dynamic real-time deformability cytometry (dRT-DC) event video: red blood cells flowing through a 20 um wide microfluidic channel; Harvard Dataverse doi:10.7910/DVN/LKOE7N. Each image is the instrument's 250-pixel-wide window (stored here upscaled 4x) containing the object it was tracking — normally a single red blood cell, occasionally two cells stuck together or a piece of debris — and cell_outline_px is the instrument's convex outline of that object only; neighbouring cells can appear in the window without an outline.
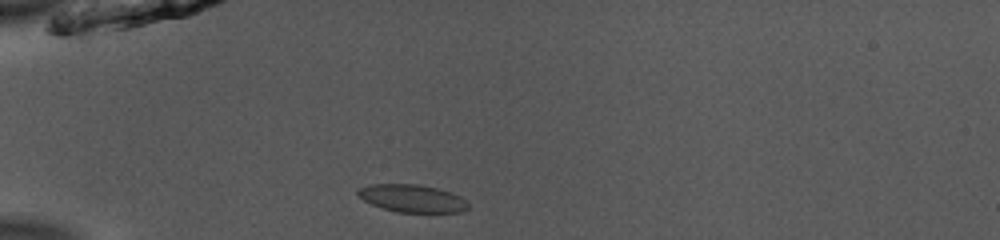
{"species": "common noctule bat (a hibernating species)", "species_latin": "Nyctalus noctula", "temperature_condition": "room temperature", "stored_images_in_passage": 37, "camera_frame_rate_fps": 3000, "um_per_image_px": 0.085, "animal": {"sex": "male", "body_mass_g": 13.0, "forearm_length_mm": 53.1}, "frame": {"image": 1, "passage_image": 1, "time_ms": 0.0, "image_size_px": [1000, 240], "cell_outline_px": [[468, 208], [460, 212], [400, 212], [384, 208], [372, 204], [364, 200], [356, 192], [360, 188], [368, 184], [420, 184], [452, 192], [460, 196], [468, 204]], "centroid_in_image_um": [35.04, 16.85], "position_along_channel_um": 50.0, "area_um2": 17.57}}
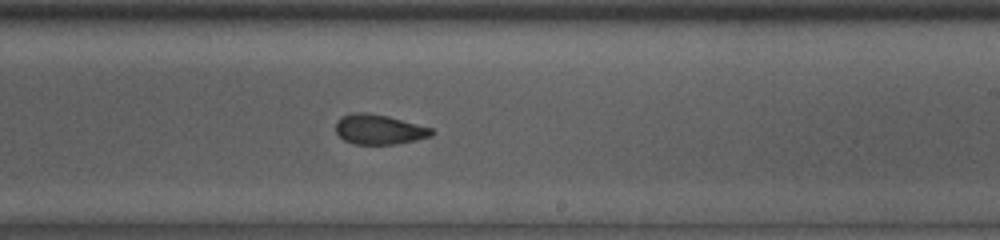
{"frame": {"image": 2, "passage_image": 18, "time_ms": 5.667, "image_size_px": [1000, 240], "cell_outline_px": [[436, 132], [432, 136], [416, 140], [396, 144], [356, 144], [344, 140], [336, 132], [336, 120], [340, 116], [352, 112], [364, 112], [388, 116], [432, 128]], "centroid_in_image_um": [32.22, 10.99], "position_along_channel_um": 256.8, "area_um2": 16.82}}
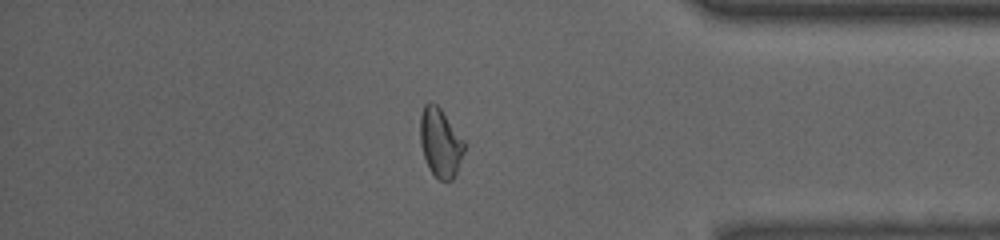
{"frame": {"image": 3, "passage_image": 30, "time_ms": 9.667, "image_size_px": [1000, 240], "cell_outline_px": [[464, 152], [456, 172], [452, 180], [440, 180], [428, 168], [420, 144], [420, 116], [424, 104], [428, 100], [436, 104], [440, 108], [464, 140]], "centroid_in_image_um": [37.41, 12.1], "position_along_channel_um": 397.8, "area_um2": 17.57}, "authors_computed_cell_mechanics": {"area_um2": 17.2822, "velocity_mm_per_s": 3.955, "shape_relaxation_time_tau1_ms": null, "shape_relaxation_time_tau2_ms": 1.9792, "deformation_change_tau1": null, "deformation_change_tau2": 0.0516}}